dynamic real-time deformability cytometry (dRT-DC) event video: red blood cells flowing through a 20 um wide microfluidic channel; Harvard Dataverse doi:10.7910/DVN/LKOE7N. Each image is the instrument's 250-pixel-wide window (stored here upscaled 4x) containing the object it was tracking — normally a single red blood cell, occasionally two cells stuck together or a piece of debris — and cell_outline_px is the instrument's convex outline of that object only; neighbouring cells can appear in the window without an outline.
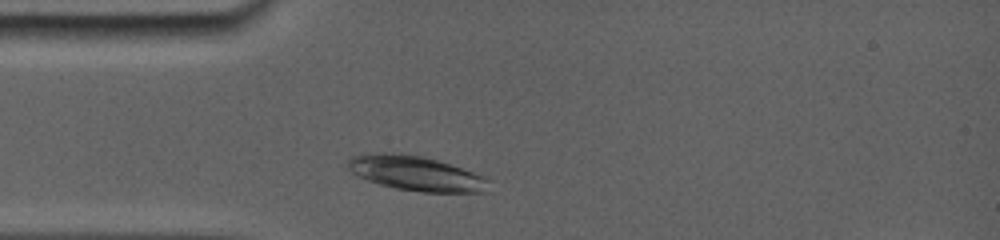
{"species": "common noctule bat (a hibernating species)", "species_latin": "Nyctalus noctula", "temperature_condition": "room temperature", "stored_images_in_passage": 36, "camera_frame_rate_fps": 5000, "um_per_image_px": 0.085, "animal": {"sex": "female", "body_mass_g": 19.0, "forearm_length_mm": 56.7}, "frame": {"image": 1, "passage_image": 3, "time_ms": 0.8, "image_size_px": [1000, 240], "cell_outline_px": [[492, 180], [488, 192], [420, 192], [396, 188], [380, 184], [368, 180], [352, 172], [348, 168], [348, 160], [352, 156], [420, 156], [436, 160], [484, 176]], "centroid_in_image_um": [35.51, 14.81], "position_along_channel_um": 49.5, "area_um2": 27.17}}
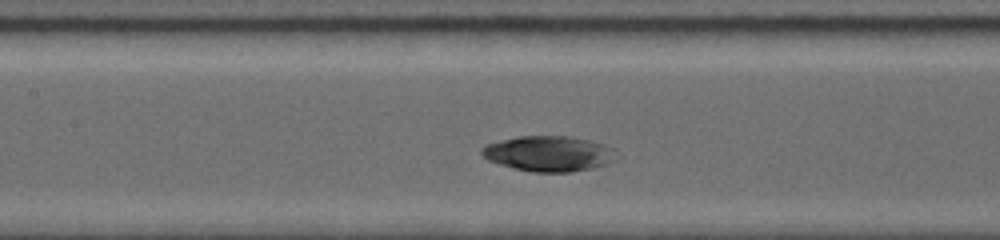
{"frame": {"image": 2, "passage_image": 21, "time_ms": 4.0, "image_size_px": [1000, 240], "cell_outline_px": [[616, 160], [608, 164], [592, 168], [572, 172], [532, 172], [500, 164], [488, 160], [480, 152], [488, 144], [520, 136], [564, 136], [584, 140], [600, 144]], "centroid_in_image_um": [46.56, 13.08], "position_along_channel_um": 160.8, "area_um2": 26.65}}
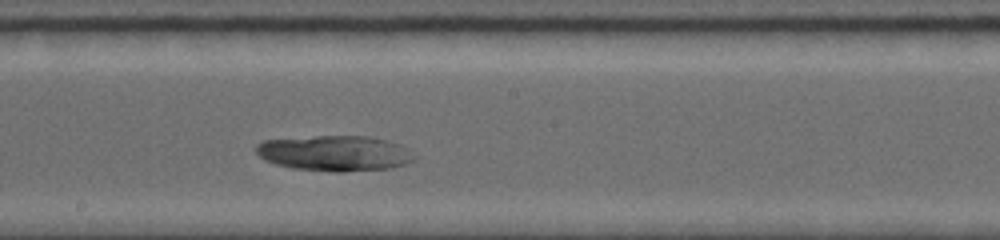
{"frame": {"image": 3, "passage_image": 31, "time_ms": 5.6, "image_size_px": [1000, 240], "cell_outline_px": [[412, 160], [404, 164], [392, 168], [344, 172], [332, 172], [292, 168], [276, 164], [264, 160], [256, 152], [256, 144], [264, 140], [316, 136], [364, 136], [384, 140], [400, 144]], "centroid_in_image_um": [28.34, 13.03], "position_along_channel_um": 219.9, "area_um2": 32.25}}